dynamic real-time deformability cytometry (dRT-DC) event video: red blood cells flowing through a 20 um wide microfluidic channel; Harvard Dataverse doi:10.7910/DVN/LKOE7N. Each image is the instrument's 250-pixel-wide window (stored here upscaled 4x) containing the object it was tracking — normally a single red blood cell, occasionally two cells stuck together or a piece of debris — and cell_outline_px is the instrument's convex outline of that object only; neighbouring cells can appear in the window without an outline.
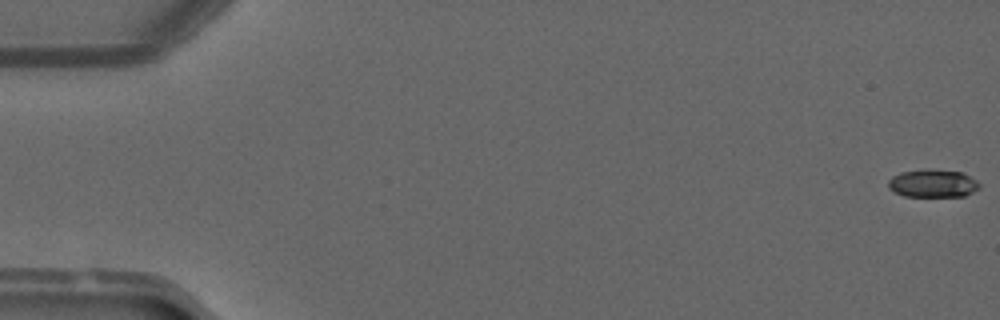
{"species": "common noctule bat (a hibernating species)", "species_latin": "Nyctalus noctula", "temperature_condition": "warm", "stored_images_in_passage": 51, "camera_frame_rate_fps": 3000, "um_per_image_px": 0.085, "animal": {"sex": "male", "forearm_length_mm": 52.5}, "frame": {"image": 1, "passage_image": 1, "time_ms": 0.0, "image_size_px": [1000, 320], "cell_outline_px": [[980, 188], [964, 196], [904, 196], [888, 188], [888, 180], [892, 176], [900, 172], [924, 168], [928, 168], [964, 172], [976, 180], [980, 184]], "centroid_in_image_um": [79.29, 15.56], "position_along_channel_um": 5.7, "area_um2": 15.09}}
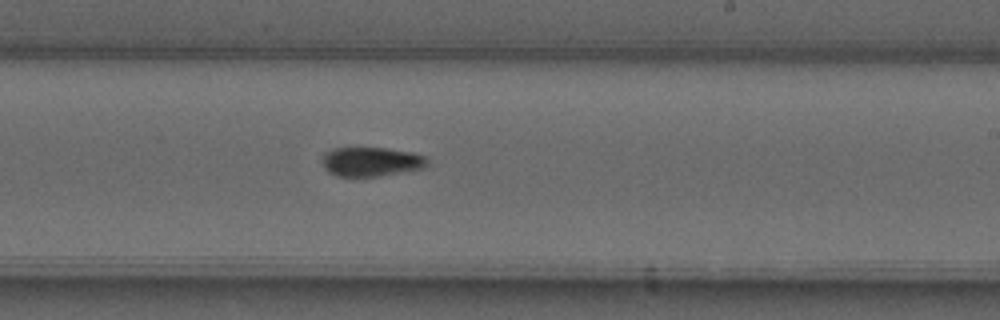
{"frame": {"image": 2, "passage_image": 31, "time_ms": 10.0, "image_size_px": [1000, 320], "cell_outline_px": [[428, 164], [424, 168], [376, 176], [336, 176], [328, 172], [324, 168], [320, 160], [324, 152], [332, 148], [384, 148], [412, 152], [424, 156], [428, 160]], "centroid_in_image_um": [31.49, 13.74], "position_along_channel_um": 257.5, "area_um2": 17.98}}
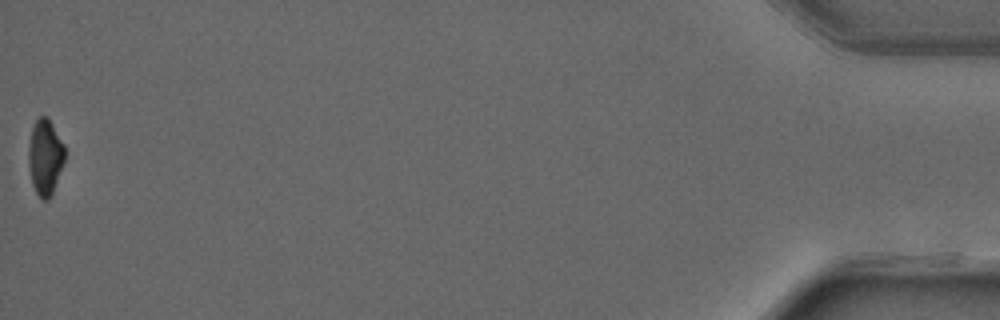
{"frame": {"image": 3, "passage_image": 51, "time_ms": 16.667, "image_size_px": [1000, 320], "cell_outline_px": [[64, 160], [52, 192], [48, 200], [40, 200], [32, 184], [28, 164], [28, 148], [32, 128], [36, 120], [40, 116], [48, 116], [64, 144]], "centroid_in_image_um": [3.82, 13.33], "position_along_channel_um": 431.4, "area_um2": 15.9}, "authors_computed_cell_mechanics": {"area_um2": 16.762, "velocity_mm_per_s": 4.1192, "shape_relaxation_time_tau1_ms": 7.8259, "shape_relaxation_time_tau2_ms": 9.1506, "deformation_change_tau1": 0.2261, "deformation_change_tau2": 0.1407}}